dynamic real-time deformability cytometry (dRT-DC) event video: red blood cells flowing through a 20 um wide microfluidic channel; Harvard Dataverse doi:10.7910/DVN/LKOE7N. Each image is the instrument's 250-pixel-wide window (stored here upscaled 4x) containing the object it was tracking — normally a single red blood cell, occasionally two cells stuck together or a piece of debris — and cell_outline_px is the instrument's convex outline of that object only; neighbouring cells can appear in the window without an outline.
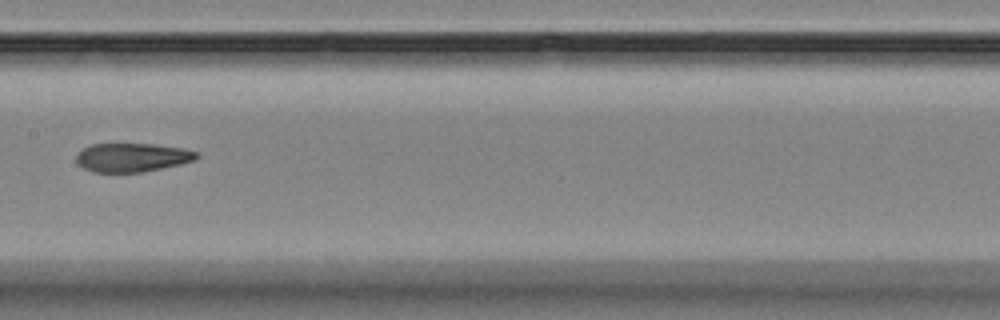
{"species": "Egyptian fruit bat (a non-hibernating species)", "species_latin": "Rousettus aegyptiacus", "temperature_condition": "room temperature", "stored_images_in_passage": 14, "camera_frame_rate_fps": 3000, "um_per_image_px": 0.085, "animal": {"sex": "female"}, "frame": {"image": 1, "passage_image": 7, "time_ms": 8.667, "image_size_px": [1000, 320], "cell_outline_px": [[200, 156], [196, 160], [180, 164], [140, 172], [92, 172], [84, 168], [76, 160], [76, 156], [84, 148], [92, 144], [152, 144], [184, 148], [196, 152]], "centroid_in_image_um": [11.26, 13.38], "position_along_channel_um": 196.1, "area_um2": 19.94}}
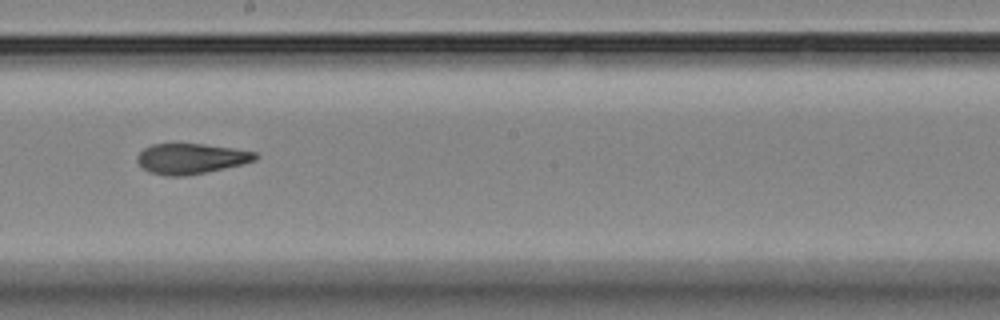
{"frame": {"image": 2, "passage_image": 8, "time_ms": 9.667, "image_size_px": [1000, 320], "cell_outline_px": [[256, 160], [244, 164], [184, 176], [164, 176], [148, 172], [136, 160], [136, 156], [144, 148], [152, 144], [204, 144], [232, 148], [256, 152]], "centroid_in_image_um": [16.21, 13.49], "position_along_channel_um": 232.0, "area_um2": 20.81}}
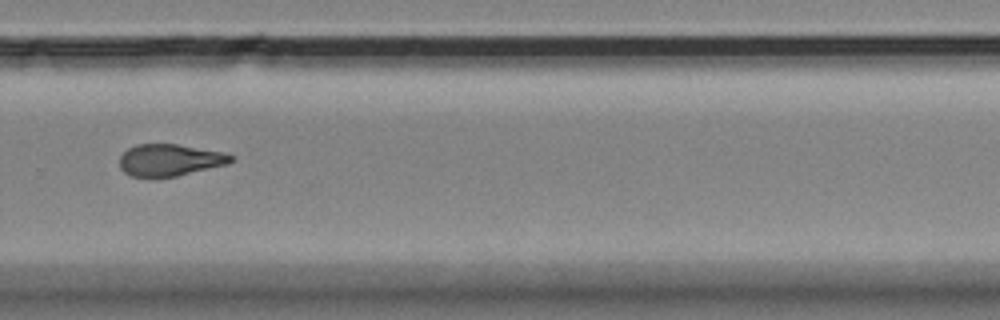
{"frame": {"image": 3, "passage_image": 10, "time_ms": 12.0, "image_size_px": [1000, 320], "cell_outline_px": [[236, 156], [228, 164], [176, 176], [132, 176], [124, 172], [120, 168], [120, 156], [128, 148], [136, 144], [176, 144], [228, 152]], "centroid_in_image_um": [14.48, 13.58], "position_along_channel_um": 315.3, "area_um2": 20.69}, "authors_computed_cell_mechanics": {"area_um2": 20.7502, "velocity_mm_per_s": 3.5736, "shape_relaxation_time_tau1_ms": 9.0105, "shape_relaxation_time_tau2_ms": 1.2697, "deformation_change_tau1": 0.2333, "deformation_change_tau2": 0.0941}}